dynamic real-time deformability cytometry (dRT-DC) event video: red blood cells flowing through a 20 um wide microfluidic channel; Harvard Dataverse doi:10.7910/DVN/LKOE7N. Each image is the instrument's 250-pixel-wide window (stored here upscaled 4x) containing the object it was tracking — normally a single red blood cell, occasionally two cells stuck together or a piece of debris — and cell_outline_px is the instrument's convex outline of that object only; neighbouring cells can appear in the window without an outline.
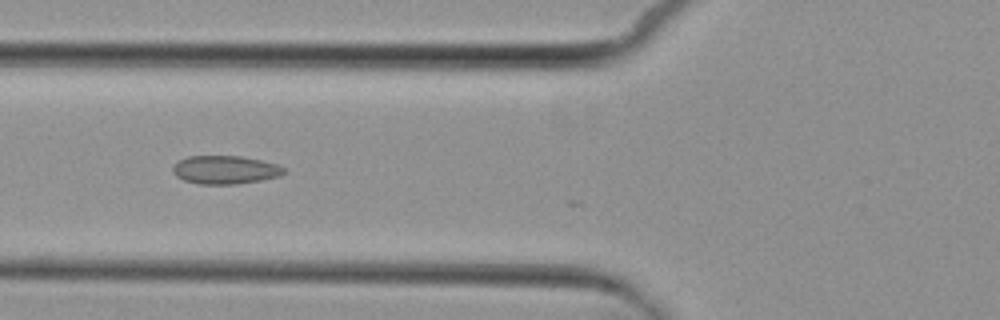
{"species": "common noctule bat (a hibernating species)", "species_latin": "Nyctalus noctula", "temperature_condition": "cold", "stored_images_in_passage": 6, "camera_frame_rate_fps": 3000, "um_per_image_px": 0.085, "animal": {"sex": "female", "body_mass_g": 29.2, "forearm_length_mm": 56.3}, "frame": {"image": 1, "passage_image": 5, "time_ms": 5.333, "image_size_px": [1000, 320], "cell_outline_px": [[288, 172], [280, 176], [260, 180], [236, 184], [200, 184], [184, 180], [176, 176], [172, 172], [172, 168], [180, 160], [188, 156], [240, 156], [260, 160], [276, 164], [284, 168]], "centroid_in_image_um": [19.15, 14.44], "position_along_channel_um": 106.7, "area_um2": 18.26}}